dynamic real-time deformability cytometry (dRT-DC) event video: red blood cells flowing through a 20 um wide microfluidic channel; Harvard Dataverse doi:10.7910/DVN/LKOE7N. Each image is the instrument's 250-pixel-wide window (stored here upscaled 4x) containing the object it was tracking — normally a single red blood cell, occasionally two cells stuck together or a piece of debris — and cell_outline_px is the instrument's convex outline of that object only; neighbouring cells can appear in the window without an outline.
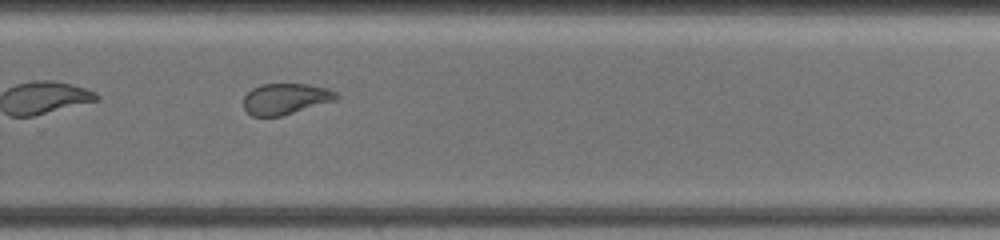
{"species": "common noctule bat (a hibernating species)", "species_latin": "Nyctalus noctula", "temperature_condition": "warm", "stored_images_in_passage": 17, "camera_frame_rate_fps": 3000, "um_per_image_px": 0.085, "animal": {"sex": "female", "body_mass_g": 19.5, "forearm_length_mm": 54.1}, "frame": {"image": 1, "passage_image": 12, "time_ms": 7.667, "image_size_px": [1000, 240], "cell_outline_px": [[340, 100], [280, 116], [252, 116], [244, 108], [244, 96], [252, 88], [260, 84], [308, 84], [328, 88], [336, 92], [340, 96]], "centroid_in_image_um": [24.33, 8.39], "position_along_channel_um": 305.5, "area_um2": 16.99}}
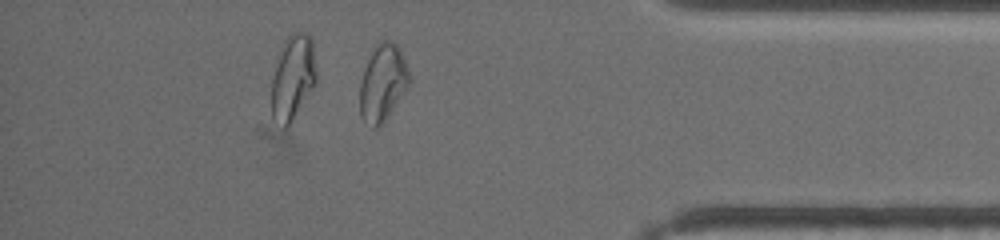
{"frame": {"image": 2, "passage_image": 15, "time_ms": 11.0, "image_size_px": [1000, 240], "cell_outline_px": [[408, 84], [404, 92], [384, 124], [376, 128], [372, 128], [360, 116], [360, 84], [364, 68], [372, 48], [380, 40], [388, 40], [396, 44], [400, 48], [408, 68]], "centroid_in_image_um": [32.51, 7.04], "position_along_channel_um": 402.7, "area_um2": 22.2}, "authors_computed_cell_mechanics": {"area_um2": 17.8602, "velocity_mm_per_s": 3.508, "shape_relaxation_time_tau1_ms": null, "shape_relaxation_time_tau2_ms": 1.8124, "deformation_change_tau1": null, "deformation_change_tau2": 0.0773}}